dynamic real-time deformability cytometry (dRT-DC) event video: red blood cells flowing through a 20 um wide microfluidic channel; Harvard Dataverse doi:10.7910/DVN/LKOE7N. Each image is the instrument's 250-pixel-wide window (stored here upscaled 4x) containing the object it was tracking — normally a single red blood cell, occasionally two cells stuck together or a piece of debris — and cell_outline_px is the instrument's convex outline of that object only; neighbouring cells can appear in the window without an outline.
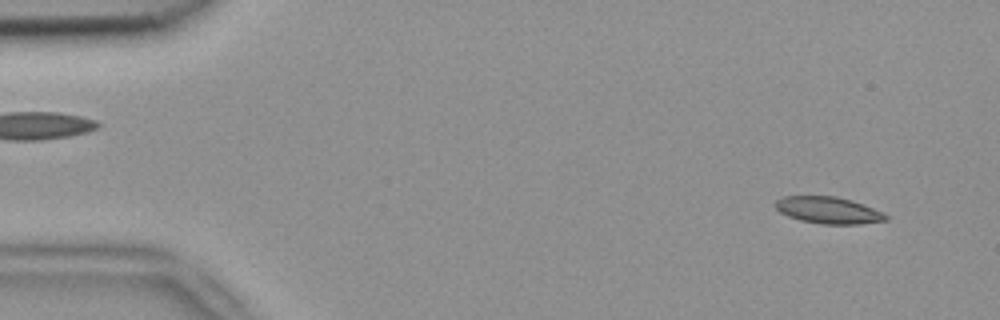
{"species": "common noctule bat (a hibernating species)", "species_latin": "Nyctalus noctula", "temperature_condition": "room temperature", "stored_images_in_passage": 2, "camera_frame_rate_fps": 3000, "um_per_image_px": 0.085, "animal": {"sex": "female", "body_mass_g": 18.4}, "frame": {"image": 1, "passage_image": 2, "time_ms": 0.333, "image_size_px": [1000, 320], "cell_outline_px": [[888, 220], [860, 224], [820, 224], [800, 220], [788, 216], [780, 212], [776, 208], [776, 200], [784, 196], [836, 196], [852, 200], [864, 204], [888, 216]], "centroid_in_image_um": [70.4, 17.87], "position_along_channel_um": 14.6, "area_um2": 17.17}}